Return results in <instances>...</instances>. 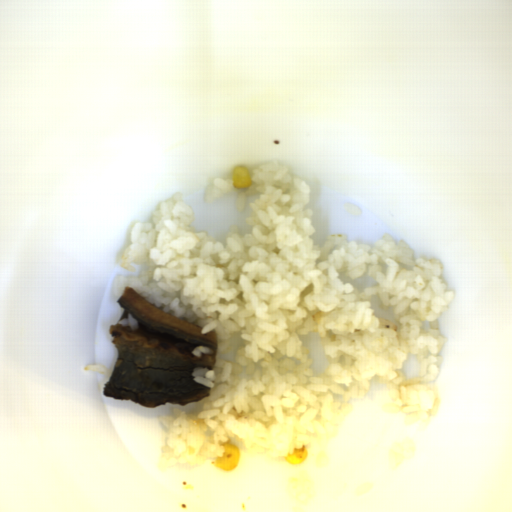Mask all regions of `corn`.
Here are the masks:
<instances>
[{"mask_svg":"<svg viewBox=\"0 0 512 512\" xmlns=\"http://www.w3.org/2000/svg\"><path fill=\"white\" fill-rule=\"evenodd\" d=\"M225 453L223 456H219L213 464L222 471L233 470L237 468L241 458L242 450L239 446L232 444H225Z\"/></svg>","mask_w":512,"mask_h":512,"instance_id":"obj_1","label":"corn"},{"mask_svg":"<svg viewBox=\"0 0 512 512\" xmlns=\"http://www.w3.org/2000/svg\"><path fill=\"white\" fill-rule=\"evenodd\" d=\"M230 175L235 189L249 188L254 183L250 178L251 172L244 164L231 166Z\"/></svg>","mask_w":512,"mask_h":512,"instance_id":"obj_2","label":"corn"},{"mask_svg":"<svg viewBox=\"0 0 512 512\" xmlns=\"http://www.w3.org/2000/svg\"><path fill=\"white\" fill-rule=\"evenodd\" d=\"M285 462H288L293 465H301L308 459V447L307 445H302L301 447H296L292 452L286 455L283 458Z\"/></svg>","mask_w":512,"mask_h":512,"instance_id":"obj_3","label":"corn"}]
</instances>
